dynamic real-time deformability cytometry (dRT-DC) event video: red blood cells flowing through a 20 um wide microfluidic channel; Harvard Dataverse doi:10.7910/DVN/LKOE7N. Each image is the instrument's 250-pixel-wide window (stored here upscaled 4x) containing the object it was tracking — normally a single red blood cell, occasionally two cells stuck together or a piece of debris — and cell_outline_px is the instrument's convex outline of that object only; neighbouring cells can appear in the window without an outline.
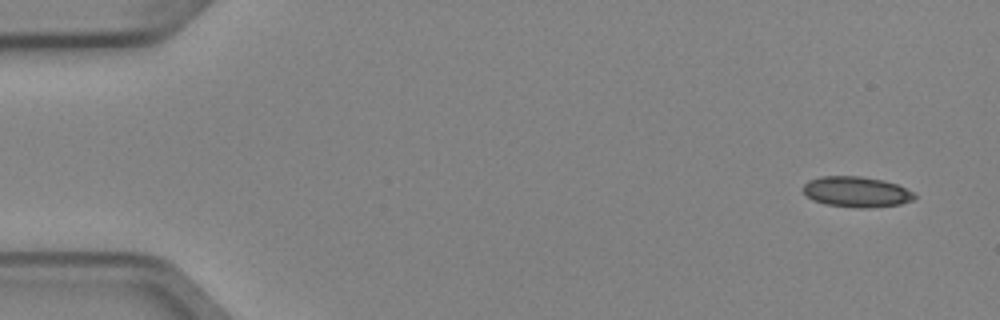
{"species": "Egyptian fruit bat (a non-hibernating species)", "species_latin": "Rousettus aegyptiacus", "temperature_condition": "cold", "stored_images_in_passage": 4, "camera_frame_rate_fps": 3000, "um_per_image_px": 0.085, "animal": {"sex": "female"}, "frame": {"image": 1, "passage_image": 1, "time_ms": 0.0, "image_size_px": [1000, 320], "cell_outline_px": [[916, 196], [912, 200], [900, 204], [868, 208], [856, 208], [824, 204], [812, 200], [804, 192], [804, 184], [808, 180], [820, 176], [860, 176], [880, 180], [896, 184], [912, 192]], "centroid_in_image_um": [72.76, 16.31], "position_along_channel_um": 12.2, "area_um2": 19.71}}
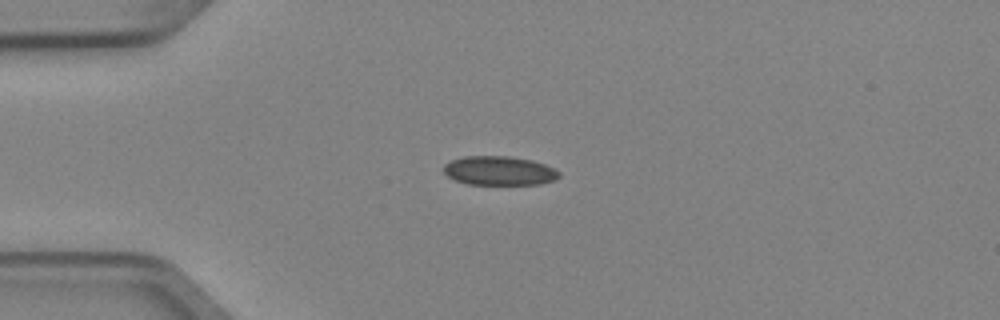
{"frame": {"image": 2, "passage_image": 4, "time_ms": 1.0, "image_size_px": [1000, 320], "cell_outline_px": [[560, 176], [556, 180], [540, 184], [468, 184], [456, 180], [448, 176], [444, 172], [444, 164], [452, 160], [464, 156], [508, 156], [532, 160], [544, 164], [560, 172]], "centroid_in_image_um": [42.45, 14.51], "position_along_channel_um": 42.6, "area_um2": 19.48}}